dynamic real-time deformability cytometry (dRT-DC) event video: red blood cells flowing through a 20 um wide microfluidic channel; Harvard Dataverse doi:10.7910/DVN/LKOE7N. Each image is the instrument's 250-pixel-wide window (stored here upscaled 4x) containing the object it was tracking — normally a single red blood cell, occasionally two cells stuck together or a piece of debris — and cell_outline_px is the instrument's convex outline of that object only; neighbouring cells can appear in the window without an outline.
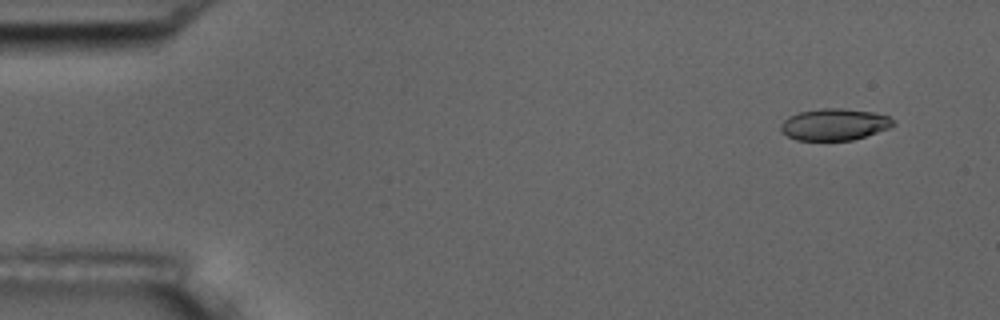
{"species": "common noctule bat (a hibernating species)", "species_latin": "Nyctalus noctula", "temperature_condition": "room temperature", "stored_images_in_passage": 3, "camera_frame_rate_fps": 3000, "um_per_image_px": 0.085, "animal": {"sex": "male", "body_mass_g": 17.5, "forearm_length_mm": 52.3}, "frame": {"image": 1, "passage_image": 1, "time_ms": 0.0, "image_size_px": [1000, 320], "cell_outline_px": [[896, 124], [888, 128], [852, 140], [796, 140], [780, 132], [780, 124], [788, 116], [800, 112], [820, 108], [840, 108], [872, 112], [888, 116]], "centroid_in_image_um": [70.87, 10.57], "position_along_channel_um": 14.1, "area_um2": 20.63}}